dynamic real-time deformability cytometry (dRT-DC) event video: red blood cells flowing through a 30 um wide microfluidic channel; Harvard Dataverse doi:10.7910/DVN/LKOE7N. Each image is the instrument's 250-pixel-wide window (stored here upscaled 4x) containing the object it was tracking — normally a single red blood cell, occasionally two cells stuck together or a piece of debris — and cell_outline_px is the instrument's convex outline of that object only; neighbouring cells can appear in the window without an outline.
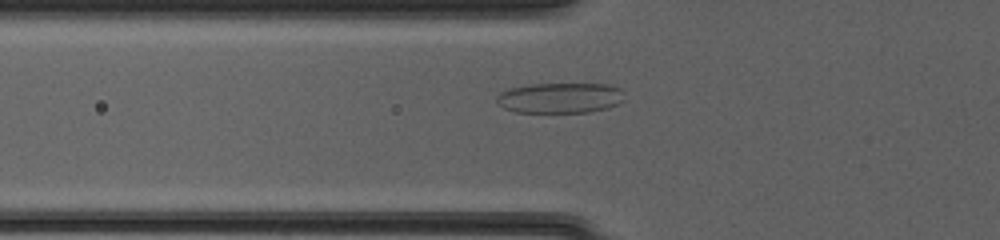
{"species": "common noctule bat (a hibernating species)", "species_latin": "Nyctalus noctula", "temperature_condition": "cold", "stored_images_in_passage": 44, "camera_frame_rate_fps": 3000, "um_per_image_px": 0.085, "animal": {"sex": "female", "body_mass_g": 20.0, "forearm_length_mm": 54.0}, "frame": {"image": 1, "passage_image": 12, "time_ms": 3.667, "image_size_px": [1000, 240], "cell_outline_px": [[624, 100], [608, 108], [588, 112], [516, 112], [504, 108], [496, 104], [496, 96], [500, 92], [508, 88], [532, 84], [608, 84], [620, 88]], "centroid_in_image_um": [47.56, 8.32], "position_along_channel_um": 78.2, "area_um2": 22.72}}
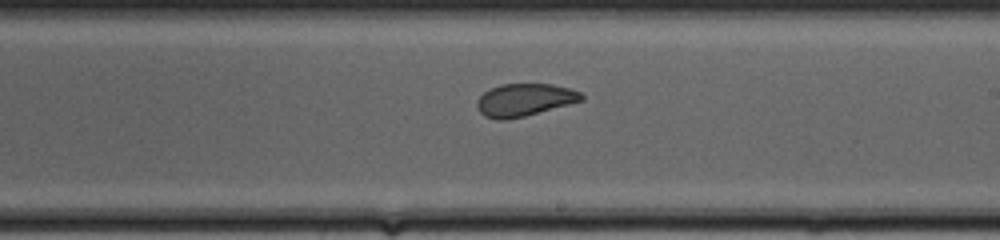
{"frame": {"image": 2, "passage_image": 24, "time_ms": 7.667, "image_size_px": [1000, 240], "cell_outline_px": [[584, 100], [524, 116], [504, 120], [496, 120], [484, 116], [476, 108], [476, 100], [484, 92], [500, 84], [552, 84], [568, 88], [580, 92], [584, 96]], "centroid_in_image_um": [44.55, 8.49], "position_along_channel_um": 244.5, "area_um2": 19.77}}
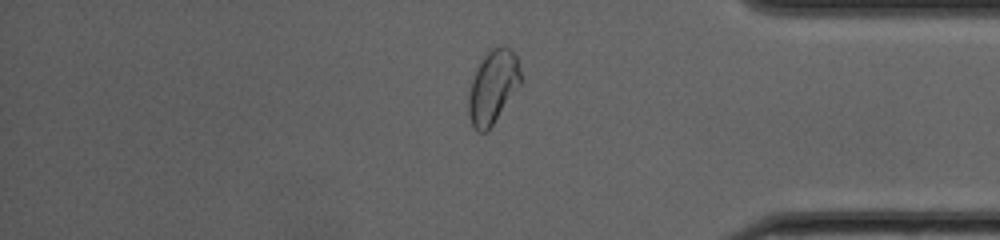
{"frame": {"image": 3, "passage_image": 36, "time_ms": 11.667, "image_size_px": [1000, 240], "cell_outline_px": [[520, 84], [492, 124], [484, 132], [476, 132], [468, 116], [468, 92], [476, 68], [484, 56], [492, 48], [504, 44], [516, 56], [520, 72]], "centroid_in_image_um": [41.86, 7.37], "position_along_channel_um": 393.3, "area_um2": 21.85}, "authors_computed_cell_mechanics": {"area_um2": 22.3397, "velocity_mm_per_s": 4.1316, "shape_relaxation_time_tau1_ms": 10.2498, "shape_relaxation_time_tau2_ms": 1.1773, "deformation_change_tau1": 0.2073, "deformation_change_tau2": 0.0705}}